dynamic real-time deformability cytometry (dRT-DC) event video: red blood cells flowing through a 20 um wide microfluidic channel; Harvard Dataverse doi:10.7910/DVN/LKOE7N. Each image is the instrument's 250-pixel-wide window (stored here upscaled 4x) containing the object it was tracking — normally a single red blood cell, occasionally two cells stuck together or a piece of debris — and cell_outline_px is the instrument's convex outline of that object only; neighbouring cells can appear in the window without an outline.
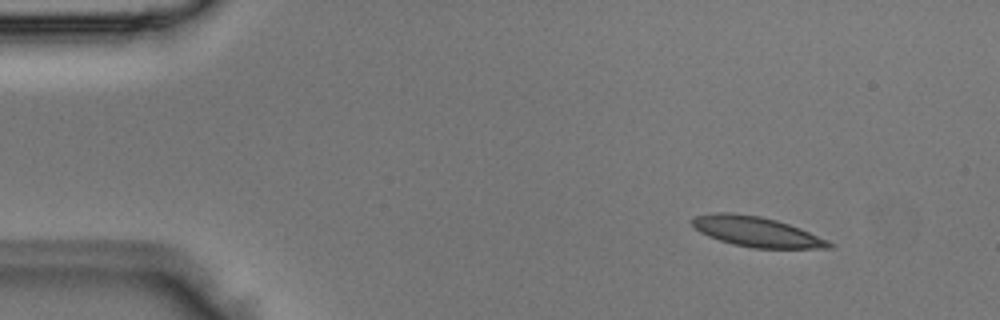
{"species": "Egyptian fruit bat (a non-hibernating species)", "species_latin": "Rousettus aegyptiacus", "temperature_condition": "room temperature", "stored_images_in_passage": 3, "camera_frame_rate_fps": 3000, "um_per_image_px": 0.085, "animal": {"sex": "male"}, "frame": {"image": 1, "passage_image": 1, "time_ms": 0.0, "image_size_px": [1000, 320], "cell_outline_px": [[836, 244], [832, 248], [752, 248], [732, 244], [708, 236], [700, 232], [692, 224], [692, 216], [716, 212], [732, 212], [760, 216], [776, 220], [800, 228], [828, 240]], "centroid_in_image_um": [64.3, 19.69], "position_along_channel_um": 20.7, "area_um2": 24.04}}